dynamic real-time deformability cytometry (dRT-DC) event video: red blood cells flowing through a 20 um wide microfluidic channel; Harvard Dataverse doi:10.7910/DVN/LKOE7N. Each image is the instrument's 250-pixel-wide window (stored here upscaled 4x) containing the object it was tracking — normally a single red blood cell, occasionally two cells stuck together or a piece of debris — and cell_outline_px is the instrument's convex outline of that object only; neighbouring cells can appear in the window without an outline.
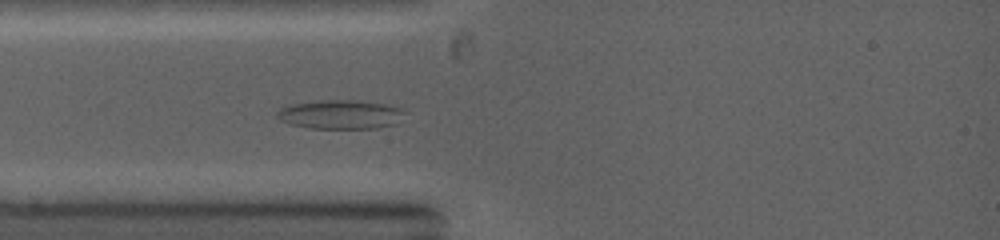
{"species": "common noctule bat (a hibernating species)", "species_latin": "Nyctalus noctula", "temperature_condition": "warm", "stored_images_in_passage": 4, "camera_frame_rate_fps": 5000, "um_per_image_px": 0.085, "animal": {"sex": "female", "body_mass_g": 19.0, "forearm_length_mm": 53.3}, "frame": {"image": 1, "passage_image": 4, "time_ms": 1.8, "image_size_px": [1000, 240], "cell_outline_px": [[404, 112], [396, 124], [376, 128], [308, 128], [288, 124], [280, 120], [276, 116], [276, 112], [280, 108], [288, 104], [320, 100], [360, 100], [388, 104], [404, 108]], "centroid_in_image_um": [28.91, 9.71], "position_along_channel_um": 56.1, "area_um2": 21.91}}